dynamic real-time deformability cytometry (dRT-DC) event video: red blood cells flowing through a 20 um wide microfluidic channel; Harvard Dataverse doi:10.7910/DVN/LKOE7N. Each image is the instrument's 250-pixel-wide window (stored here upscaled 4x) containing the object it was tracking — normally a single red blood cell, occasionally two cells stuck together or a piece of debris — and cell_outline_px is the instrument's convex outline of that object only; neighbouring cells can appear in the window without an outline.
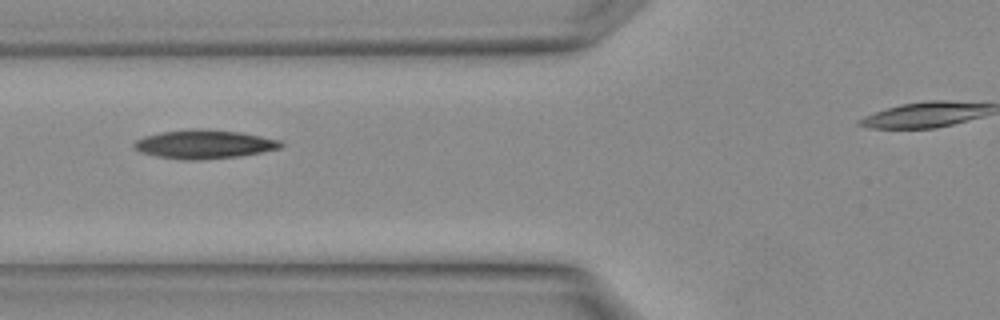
{"species": "Egyptian fruit bat (a non-hibernating species)", "species_latin": "Rousettus aegyptiacus", "temperature_condition": "warm", "stored_images_in_passage": 3, "camera_frame_rate_fps": 3000, "um_per_image_px": 0.085, "animal": {"sex": "female"}, "frame": {"image": 1, "passage_image": 3, "time_ms": 0.667, "image_size_px": [1000, 320], "cell_outline_px": [[284, 144], [280, 148], [260, 152], [236, 156], [196, 160], [188, 160], [156, 156], [140, 152], [132, 144], [136, 140], [144, 136], [160, 132], [192, 128], [204, 128], [244, 132], [284, 140]], "centroid_in_image_um": [17.39, 12.23], "position_along_channel_um": 108.4, "area_um2": 24.8}}